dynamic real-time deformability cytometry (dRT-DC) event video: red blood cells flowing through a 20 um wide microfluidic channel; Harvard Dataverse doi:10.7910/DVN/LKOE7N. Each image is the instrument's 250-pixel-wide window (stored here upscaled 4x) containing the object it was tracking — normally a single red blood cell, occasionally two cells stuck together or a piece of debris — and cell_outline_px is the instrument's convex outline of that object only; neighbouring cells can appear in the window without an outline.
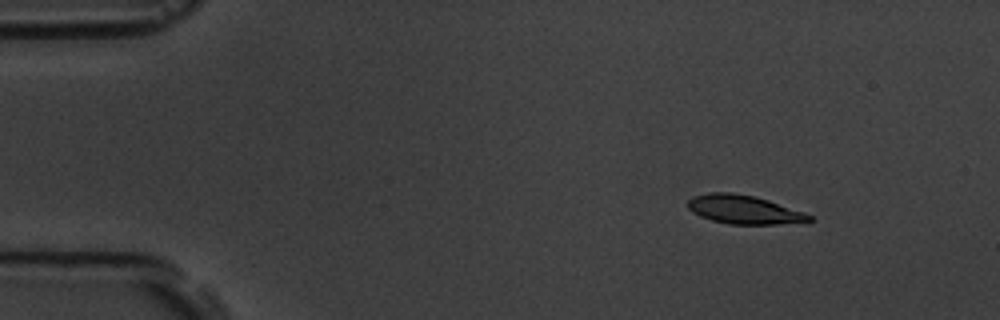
{"species": "common noctule bat (a hibernating species)", "species_latin": "Nyctalus noctula", "temperature_condition": "room temperature", "stored_images_in_passage": 5, "camera_frame_rate_fps": 3000, "um_per_image_px": 0.085, "animal": {"sex": "male", "body_mass_g": 19.5, "forearm_length_mm": 54.6}, "frame": {"image": 1, "passage_image": 2, "time_ms": 1.0, "image_size_px": [1000, 320], "cell_outline_px": [[816, 220], [808, 224], [728, 224], [712, 220], [700, 216], [692, 212], [688, 208], [688, 200], [692, 196], [708, 192], [732, 192], [752, 196], [768, 200], [804, 212], [812, 216]], "centroid_in_image_um": [63.31, 17.83], "position_along_channel_um": 21.7, "area_um2": 20.69}}
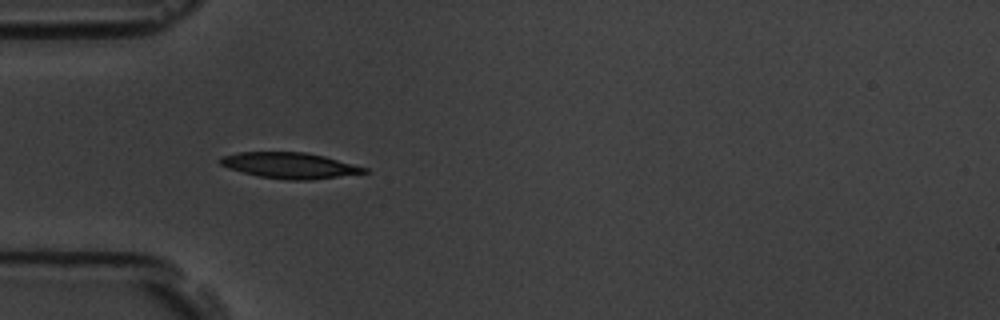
{"frame": {"image": 2, "passage_image": 4, "time_ms": 4.333, "image_size_px": [1000, 320], "cell_outline_px": [[372, 172], [312, 180], [288, 180], [260, 176], [228, 168], [220, 164], [216, 160], [220, 156], [240, 152], [304, 152], [324, 156], [368, 168]], "centroid_in_image_um": [24.64, 14.06], "position_along_channel_um": 60.4, "area_um2": 21.79}}
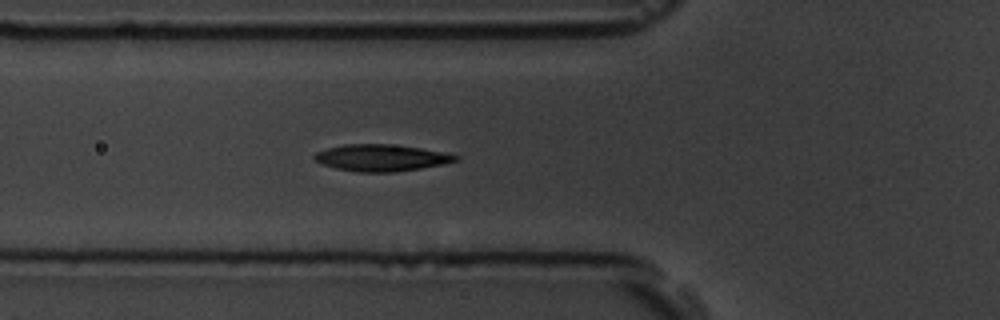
{"frame": {"image": 3, "passage_image": 5, "time_ms": 5.333, "image_size_px": [1000, 320], "cell_outline_px": [[460, 156], [456, 160], [440, 164], [420, 168], [396, 172], [356, 172], [336, 168], [320, 164], [312, 156], [316, 152], [328, 148], [344, 144], [388, 144], [420, 148]], "centroid_in_image_um": [32.32, 13.41], "position_along_channel_um": 93.5, "area_um2": 21.68}}